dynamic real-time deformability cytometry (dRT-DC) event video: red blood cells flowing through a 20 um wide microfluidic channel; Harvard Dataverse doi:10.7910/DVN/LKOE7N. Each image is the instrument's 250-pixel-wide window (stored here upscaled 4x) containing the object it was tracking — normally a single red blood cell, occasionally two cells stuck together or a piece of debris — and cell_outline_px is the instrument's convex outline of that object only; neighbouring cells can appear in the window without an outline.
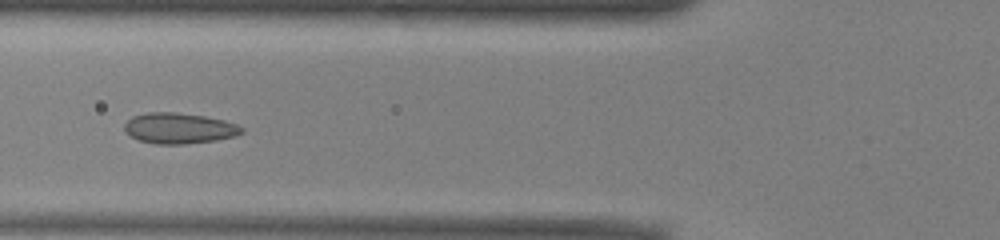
{"species": "common noctule bat (a hibernating species)", "species_latin": "Nyctalus noctula", "temperature_condition": "warm", "stored_images_in_passage": 47, "camera_frame_rate_fps": 3000, "um_per_image_px": 0.085, "animal": {"sex": "male", "body_mass_g": 13.0, "forearm_length_mm": 53.1}, "frame": {"image": 1, "passage_image": 15, "time_ms": 4.667, "image_size_px": [1000, 240], "cell_outline_px": [[244, 132], [236, 136], [216, 140], [184, 144], [156, 144], [140, 140], [124, 132], [124, 124], [132, 116], [148, 112], [176, 112], [204, 116], [224, 120], [236, 124], [244, 128]], "centroid_in_image_um": [15.23, 10.9], "position_along_channel_um": 110.6, "area_um2": 21.04}}
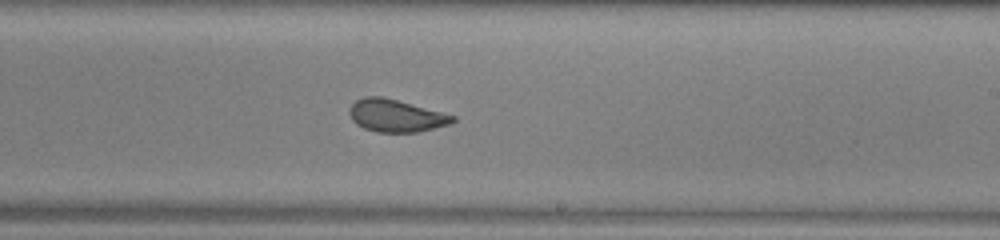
{"frame": {"image": 2, "passage_image": 26, "time_ms": 8.333, "image_size_px": [1000, 240], "cell_outline_px": [[456, 120], [452, 124], [420, 132], [376, 132], [364, 128], [356, 124], [352, 120], [348, 112], [352, 104], [356, 100], [364, 96], [384, 96], [456, 116]], "centroid_in_image_um": [33.67, 9.83], "position_along_channel_um": 255.3, "area_um2": 19.77}}
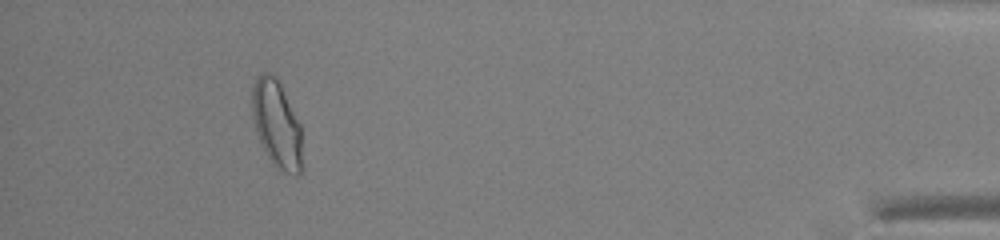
{"frame": {"image": 3, "passage_image": 43, "time_ms": 14.0, "image_size_px": [1000, 240], "cell_outline_px": [[304, 168], [296, 176], [284, 172], [276, 168], [272, 164], [260, 144], [252, 120], [252, 84], [260, 72], [268, 72], [276, 76], [300, 124]], "centroid_in_image_um": [23.52, 10.6], "position_along_channel_um": 411.7, "area_um2": 26.13}, "authors_computed_cell_mechanics": {"area_um2": 21.1548, "velocity_mm_per_s": 3.9522, "shape_relaxation_time_tau1_ms": 6.8415, "shape_relaxation_time_tau2_ms": 0.9938, "deformation_change_tau1": 0.1534, "deformation_change_tau2": 0.0702}}